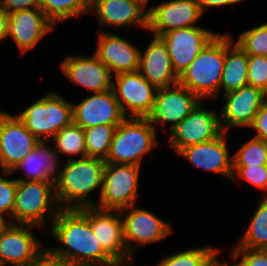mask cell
I'll return each instance as SVG.
<instances>
[{
	"label": "cell",
	"mask_w": 267,
	"mask_h": 266,
	"mask_svg": "<svg viewBox=\"0 0 267 266\" xmlns=\"http://www.w3.org/2000/svg\"><path fill=\"white\" fill-rule=\"evenodd\" d=\"M9 219L4 215L0 214V235L4 232V230L11 224L6 220Z\"/></svg>",
	"instance_id": "obj_44"
},
{
	"label": "cell",
	"mask_w": 267,
	"mask_h": 266,
	"mask_svg": "<svg viewBox=\"0 0 267 266\" xmlns=\"http://www.w3.org/2000/svg\"><path fill=\"white\" fill-rule=\"evenodd\" d=\"M251 222L236 247L267 249V195L256 207Z\"/></svg>",
	"instance_id": "obj_27"
},
{
	"label": "cell",
	"mask_w": 267,
	"mask_h": 266,
	"mask_svg": "<svg viewBox=\"0 0 267 266\" xmlns=\"http://www.w3.org/2000/svg\"><path fill=\"white\" fill-rule=\"evenodd\" d=\"M115 78L112 90L123 114L126 117L147 118L153 111L157 88L138 70L116 74Z\"/></svg>",
	"instance_id": "obj_8"
},
{
	"label": "cell",
	"mask_w": 267,
	"mask_h": 266,
	"mask_svg": "<svg viewBox=\"0 0 267 266\" xmlns=\"http://www.w3.org/2000/svg\"><path fill=\"white\" fill-rule=\"evenodd\" d=\"M51 141L55 143L53 147L57 154L87 157L84 130L73 122L55 134Z\"/></svg>",
	"instance_id": "obj_29"
},
{
	"label": "cell",
	"mask_w": 267,
	"mask_h": 266,
	"mask_svg": "<svg viewBox=\"0 0 267 266\" xmlns=\"http://www.w3.org/2000/svg\"><path fill=\"white\" fill-rule=\"evenodd\" d=\"M200 26L168 31L158 36L166 45L174 71L179 76L216 36Z\"/></svg>",
	"instance_id": "obj_13"
},
{
	"label": "cell",
	"mask_w": 267,
	"mask_h": 266,
	"mask_svg": "<svg viewBox=\"0 0 267 266\" xmlns=\"http://www.w3.org/2000/svg\"><path fill=\"white\" fill-rule=\"evenodd\" d=\"M118 125H98L85 128V146L87 157L106 160L114 132Z\"/></svg>",
	"instance_id": "obj_30"
},
{
	"label": "cell",
	"mask_w": 267,
	"mask_h": 266,
	"mask_svg": "<svg viewBox=\"0 0 267 266\" xmlns=\"http://www.w3.org/2000/svg\"><path fill=\"white\" fill-rule=\"evenodd\" d=\"M138 71L157 89L174 85L179 80L166 45L156 36H153L144 52L140 50Z\"/></svg>",
	"instance_id": "obj_24"
},
{
	"label": "cell",
	"mask_w": 267,
	"mask_h": 266,
	"mask_svg": "<svg viewBox=\"0 0 267 266\" xmlns=\"http://www.w3.org/2000/svg\"><path fill=\"white\" fill-rule=\"evenodd\" d=\"M236 44L248 56H267V22L242 32Z\"/></svg>",
	"instance_id": "obj_33"
},
{
	"label": "cell",
	"mask_w": 267,
	"mask_h": 266,
	"mask_svg": "<svg viewBox=\"0 0 267 266\" xmlns=\"http://www.w3.org/2000/svg\"><path fill=\"white\" fill-rule=\"evenodd\" d=\"M46 143V144H45ZM55 149H51L47 141H41L10 173L17 170L24 172V179L17 181H52L55 182L58 172L59 158ZM57 175H56V174Z\"/></svg>",
	"instance_id": "obj_25"
},
{
	"label": "cell",
	"mask_w": 267,
	"mask_h": 266,
	"mask_svg": "<svg viewBox=\"0 0 267 266\" xmlns=\"http://www.w3.org/2000/svg\"><path fill=\"white\" fill-rule=\"evenodd\" d=\"M217 257L218 255L215 256V258L208 264V266H238L235 263V260L234 263H229V265H227L228 263L226 261L220 262Z\"/></svg>",
	"instance_id": "obj_43"
},
{
	"label": "cell",
	"mask_w": 267,
	"mask_h": 266,
	"mask_svg": "<svg viewBox=\"0 0 267 266\" xmlns=\"http://www.w3.org/2000/svg\"><path fill=\"white\" fill-rule=\"evenodd\" d=\"M156 134L148 118L126 117L114 132L105 162L141 166L142 156L158 145Z\"/></svg>",
	"instance_id": "obj_4"
},
{
	"label": "cell",
	"mask_w": 267,
	"mask_h": 266,
	"mask_svg": "<svg viewBox=\"0 0 267 266\" xmlns=\"http://www.w3.org/2000/svg\"><path fill=\"white\" fill-rule=\"evenodd\" d=\"M60 209L54 182L18 181L11 223L43 227L45 218L52 224Z\"/></svg>",
	"instance_id": "obj_5"
},
{
	"label": "cell",
	"mask_w": 267,
	"mask_h": 266,
	"mask_svg": "<svg viewBox=\"0 0 267 266\" xmlns=\"http://www.w3.org/2000/svg\"><path fill=\"white\" fill-rule=\"evenodd\" d=\"M263 97H264V100L267 101V82H266V85L263 89Z\"/></svg>",
	"instance_id": "obj_46"
},
{
	"label": "cell",
	"mask_w": 267,
	"mask_h": 266,
	"mask_svg": "<svg viewBox=\"0 0 267 266\" xmlns=\"http://www.w3.org/2000/svg\"><path fill=\"white\" fill-rule=\"evenodd\" d=\"M39 4L54 25L89 12V0H39Z\"/></svg>",
	"instance_id": "obj_28"
},
{
	"label": "cell",
	"mask_w": 267,
	"mask_h": 266,
	"mask_svg": "<svg viewBox=\"0 0 267 266\" xmlns=\"http://www.w3.org/2000/svg\"><path fill=\"white\" fill-rule=\"evenodd\" d=\"M1 168H2V169H1ZM0 169H1V171H3V172H2L3 175L5 174V175L8 176V174H10V172H6V171H5V169H4L3 165H2L1 159H0ZM2 173H0V176H1Z\"/></svg>",
	"instance_id": "obj_45"
},
{
	"label": "cell",
	"mask_w": 267,
	"mask_h": 266,
	"mask_svg": "<svg viewBox=\"0 0 267 266\" xmlns=\"http://www.w3.org/2000/svg\"><path fill=\"white\" fill-rule=\"evenodd\" d=\"M89 223L103 250L119 266L124 264H126L125 266H133V259L128 255L124 243L123 220L120 210L100 209L91 206L89 207Z\"/></svg>",
	"instance_id": "obj_12"
},
{
	"label": "cell",
	"mask_w": 267,
	"mask_h": 266,
	"mask_svg": "<svg viewBox=\"0 0 267 266\" xmlns=\"http://www.w3.org/2000/svg\"><path fill=\"white\" fill-rule=\"evenodd\" d=\"M202 100L190 92L179 82L157 89L152 113L147 117L155 128L161 123H171L170 131L201 102Z\"/></svg>",
	"instance_id": "obj_15"
},
{
	"label": "cell",
	"mask_w": 267,
	"mask_h": 266,
	"mask_svg": "<svg viewBox=\"0 0 267 266\" xmlns=\"http://www.w3.org/2000/svg\"><path fill=\"white\" fill-rule=\"evenodd\" d=\"M72 158L59 169L54 182L57 203L62 209L95 206L88 197L96 188L102 187L106 162L92 157Z\"/></svg>",
	"instance_id": "obj_2"
},
{
	"label": "cell",
	"mask_w": 267,
	"mask_h": 266,
	"mask_svg": "<svg viewBox=\"0 0 267 266\" xmlns=\"http://www.w3.org/2000/svg\"><path fill=\"white\" fill-rule=\"evenodd\" d=\"M60 68L71 82L87 88L91 94L112 89V72L95 54L87 57L69 55Z\"/></svg>",
	"instance_id": "obj_17"
},
{
	"label": "cell",
	"mask_w": 267,
	"mask_h": 266,
	"mask_svg": "<svg viewBox=\"0 0 267 266\" xmlns=\"http://www.w3.org/2000/svg\"><path fill=\"white\" fill-rule=\"evenodd\" d=\"M211 245L177 252L169 257H164L156 266H208L220 253V249Z\"/></svg>",
	"instance_id": "obj_31"
},
{
	"label": "cell",
	"mask_w": 267,
	"mask_h": 266,
	"mask_svg": "<svg viewBox=\"0 0 267 266\" xmlns=\"http://www.w3.org/2000/svg\"><path fill=\"white\" fill-rule=\"evenodd\" d=\"M18 181L8 180L0 176V214L6 215L12 221L13 209L15 206L16 189Z\"/></svg>",
	"instance_id": "obj_37"
},
{
	"label": "cell",
	"mask_w": 267,
	"mask_h": 266,
	"mask_svg": "<svg viewBox=\"0 0 267 266\" xmlns=\"http://www.w3.org/2000/svg\"><path fill=\"white\" fill-rule=\"evenodd\" d=\"M250 128L256 131L254 137L267 141V101L262 104L259 112L255 115Z\"/></svg>",
	"instance_id": "obj_39"
},
{
	"label": "cell",
	"mask_w": 267,
	"mask_h": 266,
	"mask_svg": "<svg viewBox=\"0 0 267 266\" xmlns=\"http://www.w3.org/2000/svg\"><path fill=\"white\" fill-rule=\"evenodd\" d=\"M140 1H142L145 5H147L149 2V0H140Z\"/></svg>",
	"instance_id": "obj_47"
},
{
	"label": "cell",
	"mask_w": 267,
	"mask_h": 266,
	"mask_svg": "<svg viewBox=\"0 0 267 266\" xmlns=\"http://www.w3.org/2000/svg\"><path fill=\"white\" fill-rule=\"evenodd\" d=\"M72 104L73 102L51 92L17 116L40 141L50 142L55 134L73 122Z\"/></svg>",
	"instance_id": "obj_6"
},
{
	"label": "cell",
	"mask_w": 267,
	"mask_h": 266,
	"mask_svg": "<svg viewBox=\"0 0 267 266\" xmlns=\"http://www.w3.org/2000/svg\"><path fill=\"white\" fill-rule=\"evenodd\" d=\"M230 257L234 260L241 257L239 262H235L238 266H267V249L235 247Z\"/></svg>",
	"instance_id": "obj_35"
},
{
	"label": "cell",
	"mask_w": 267,
	"mask_h": 266,
	"mask_svg": "<svg viewBox=\"0 0 267 266\" xmlns=\"http://www.w3.org/2000/svg\"><path fill=\"white\" fill-rule=\"evenodd\" d=\"M0 8L7 14L20 10L40 8L39 0H0Z\"/></svg>",
	"instance_id": "obj_40"
},
{
	"label": "cell",
	"mask_w": 267,
	"mask_h": 266,
	"mask_svg": "<svg viewBox=\"0 0 267 266\" xmlns=\"http://www.w3.org/2000/svg\"><path fill=\"white\" fill-rule=\"evenodd\" d=\"M120 214H122L123 220L124 243L128 255L132 259L138 245L143 246L157 242L172 233L170 223L165 222L144 208L132 205L121 209Z\"/></svg>",
	"instance_id": "obj_9"
},
{
	"label": "cell",
	"mask_w": 267,
	"mask_h": 266,
	"mask_svg": "<svg viewBox=\"0 0 267 266\" xmlns=\"http://www.w3.org/2000/svg\"><path fill=\"white\" fill-rule=\"evenodd\" d=\"M236 177L243 179L256 188L267 191V165L233 167L232 181L237 179Z\"/></svg>",
	"instance_id": "obj_34"
},
{
	"label": "cell",
	"mask_w": 267,
	"mask_h": 266,
	"mask_svg": "<svg viewBox=\"0 0 267 266\" xmlns=\"http://www.w3.org/2000/svg\"><path fill=\"white\" fill-rule=\"evenodd\" d=\"M99 32L94 54L112 74L134 72L139 69L140 49L119 35Z\"/></svg>",
	"instance_id": "obj_23"
},
{
	"label": "cell",
	"mask_w": 267,
	"mask_h": 266,
	"mask_svg": "<svg viewBox=\"0 0 267 266\" xmlns=\"http://www.w3.org/2000/svg\"><path fill=\"white\" fill-rule=\"evenodd\" d=\"M9 20V14L0 8V41L7 38L6 32Z\"/></svg>",
	"instance_id": "obj_42"
},
{
	"label": "cell",
	"mask_w": 267,
	"mask_h": 266,
	"mask_svg": "<svg viewBox=\"0 0 267 266\" xmlns=\"http://www.w3.org/2000/svg\"><path fill=\"white\" fill-rule=\"evenodd\" d=\"M231 157L233 158V167L267 165V141L253 136L240 145L238 151Z\"/></svg>",
	"instance_id": "obj_32"
},
{
	"label": "cell",
	"mask_w": 267,
	"mask_h": 266,
	"mask_svg": "<svg viewBox=\"0 0 267 266\" xmlns=\"http://www.w3.org/2000/svg\"><path fill=\"white\" fill-rule=\"evenodd\" d=\"M230 36L226 34V55L220 82L224 94L248 84V55L232 43Z\"/></svg>",
	"instance_id": "obj_26"
},
{
	"label": "cell",
	"mask_w": 267,
	"mask_h": 266,
	"mask_svg": "<svg viewBox=\"0 0 267 266\" xmlns=\"http://www.w3.org/2000/svg\"><path fill=\"white\" fill-rule=\"evenodd\" d=\"M267 82V56H248V84L263 91Z\"/></svg>",
	"instance_id": "obj_36"
},
{
	"label": "cell",
	"mask_w": 267,
	"mask_h": 266,
	"mask_svg": "<svg viewBox=\"0 0 267 266\" xmlns=\"http://www.w3.org/2000/svg\"><path fill=\"white\" fill-rule=\"evenodd\" d=\"M41 141L17 115L0 111V159L11 172Z\"/></svg>",
	"instance_id": "obj_11"
},
{
	"label": "cell",
	"mask_w": 267,
	"mask_h": 266,
	"mask_svg": "<svg viewBox=\"0 0 267 266\" xmlns=\"http://www.w3.org/2000/svg\"><path fill=\"white\" fill-rule=\"evenodd\" d=\"M140 166L105 163L100 188V209L121 210L135 205L138 197Z\"/></svg>",
	"instance_id": "obj_7"
},
{
	"label": "cell",
	"mask_w": 267,
	"mask_h": 266,
	"mask_svg": "<svg viewBox=\"0 0 267 266\" xmlns=\"http://www.w3.org/2000/svg\"><path fill=\"white\" fill-rule=\"evenodd\" d=\"M26 266H73L69 261L45 248Z\"/></svg>",
	"instance_id": "obj_38"
},
{
	"label": "cell",
	"mask_w": 267,
	"mask_h": 266,
	"mask_svg": "<svg viewBox=\"0 0 267 266\" xmlns=\"http://www.w3.org/2000/svg\"><path fill=\"white\" fill-rule=\"evenodd\" d=\"M223 97L226 103L220 110V122L223 132L226 133L230 127L249 128L265 102L263 91L249 84L225 93Z\"/></svg>",
	"instance_id": "obj_19"
},
{
	"label": "cell",
	"mask_w": 267,
	"mask_h": 266,
	"mask_svg": "<svg viewBox=\"0 0 267 266\" xmlns=\"http://www.w3.org/2000/svg\"><path fill=\"white\" fill-rule=\"evenodd\" d=\"M58 248H49L73 266H119L102 248L89 223V207L60 209L50 226ZM61 246V247H60Z\"/></svg>",
	"instance_id": "obj_1"
},
{
	"label": "cell",
	"mask_w": 267,
	"mask_h": 266,
	"mask_svg": "<svg viewBox=\"0 0 267 266\" xmlns=\"http://www.w3.org/2000/svg\"><path fill=\"white\" fill-rule=\"evenodd\" d=\"M73 123L81 128L98 125H119L123 114L113 90L93 93L79 104H72Z\"/></svg>",
	"instance_id": "obj_16"
},
{
	"label": "cell",
	"mask_w": 267,
	"mask_h": 266,
	"mask_svg": "<svg viewBox=\"0 0 267 266\" xmlns=\"http://www.w3.org/2000/svg\"><path fill=\"white\" fill-rule=\"evenodd\" d=\"M140 0H89V12H95L98 23L102 27L138 24L141 28H148V10Z\"/></svg>",
	"instance_id": "obj_21"
},
{
	"label": "cell",
	"mask_w": 267,
	"mask_h": 266,
	"mask_svg": "<svg viewBox=\"0 0 267 266\" xmlns=\"http://www.w3.org/2000/svg\"><path fill=\"white\" fill-rule=\"evenodd\" d=\"M196 1L199 4V8L204 13L207 8L237 4L243 0H196Z\"/></svg>",
	"instance_id": "obj_41"
},
{
	"label": "cell",
	"mask_w": 267,
	"mask_h": 266,
	"mask_svg": "<svg viewBox=\"0 0 267 266\" xmlns=\"http://www.w3.org/2000/svg\"><path fill=\"white\" fill-rule=\"evenodd\" d=\"M226 55V34H217L179 75L178 82L200 99L216 97Z\"/></svg>",
	"instance_id": "obj_3"
},
{
	"label": "cell",
	"mask_w": 267,
	"mask_h": 266,
	"mask_svg": "<svg viewBox=\"0 0 267 266\" xmlns=\"http://www.w3.org/2000/svg\"><path fill=\"white\" fill-rule=\"evenodd\" d=\"M168 140L170 146L178 153L181 149L211 141L223 133L220 115L204 109L201 102L180 121L171 131Z\"/></svg>",
	"instance_id": "obj_10"
},
{
	"label": "cell",
	"mask_w": 267,
	"mask_h": 266,
	"mask_svg": "<svg viewBox=\"0 0 267 266\" xmlns=\"http://www.w3.org/2000/svg\"><path fill=\"white\" fill-rule=\"evenodd\" d=\"M226 134L223 132L211 141L187 146L177 154L186 158L196 168L216 172L232 180L233 158L229 157Z\"/></svg>",
	"instance_id": "obj_22"
},
{
	"label": "cell",
	"mask_w": 267,
	"mask_h": 266,
	"mask_svg": "<svg viewBox=\"0 0 267 266\" xmlns=\"http://www.w3.org/2000/svg\"><path fill=\"white\" fill-rule=\"evenodd\" d=\"M203 12L196 0H169L148 9V28L152 36L195 25Z\"/></svg>",
	"instance_id": "obj_14"
},
{
	"label": "cell",
	"mask_w": 267,
	"mask_h": 266,
	"mask_svg": "<svg viewBox=\"0 0 267 266\" xmlns=\"http://www.w3.org/2000/svg\"><path fill=\"white\" fill-rule=\"evenodd\" d=\"M31 224L11 223L0 235V266H26L44 249L31 233Z\"/></svg>",
	"instance_id": "obj_18"
},
{
	"label": "cell",
	"mask_w": 267,
	"mask_h": 266,
	"mask_svg": "<svg viewBox=\"0 0 267 266\" xmlns=\"http://www.w3.org/2000/svg\"><path fill=\"white\" fill-rule=\"evenodd\" d=\"M9 16L6 35L13 39L24 54L33 49L55 26L40 8L20 10Z\"/></svg>",
	"instance_id": "obj_20"
}]
</instances>
